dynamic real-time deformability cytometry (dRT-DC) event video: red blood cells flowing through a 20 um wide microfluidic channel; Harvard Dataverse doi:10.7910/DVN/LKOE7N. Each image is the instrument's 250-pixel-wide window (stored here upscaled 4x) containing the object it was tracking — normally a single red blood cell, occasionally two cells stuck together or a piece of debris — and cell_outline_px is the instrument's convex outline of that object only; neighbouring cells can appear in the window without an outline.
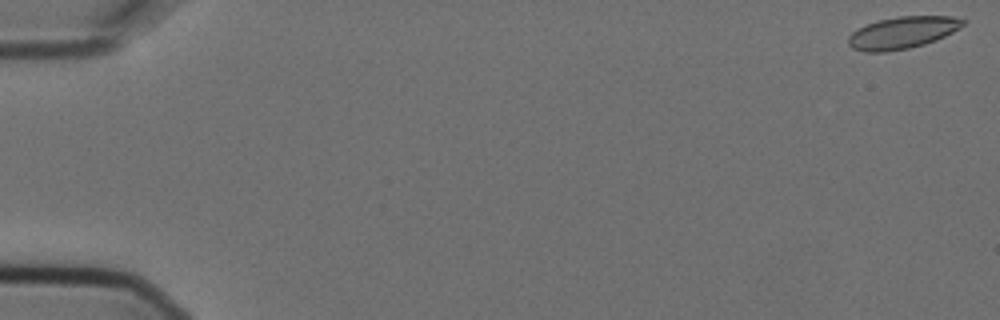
{"species": "Egyptian fruit bat (a non-hibernating species)", "species_latin": "Rousettus aegyptiacus", "temperature_condition": "cold", "stored_images_in_passage": 5, "camera_frame_rate_fps": 3000, "um_per_image_px": 0.085, "animal": {"sex": "female"}, "frame": {"image": 1, "passage_image": 1, "time_ms": 0.0, "image_size_px": [1000, 320], "cell_outline_px": [[964, 24], [952, 32], [936, 40], [924, 44], [908, 48], [884, 52], [864, 52], [852, 48], [848, 44], [848, 36], [852, 32], [868, 24], [880, 20], [896, 16], [952, 16], [964, 20]], "centroid_in_image_um": [76.68, 2.78], "position_along_channel_um": 8.3, "area_um2": 21.15}}
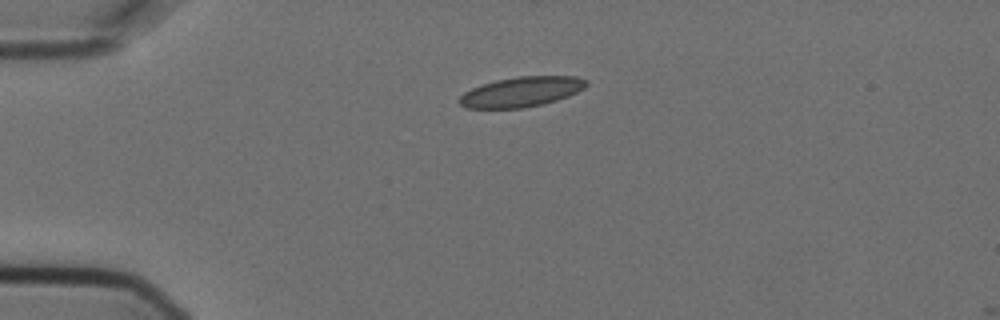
{"frame": {"image": 2, "passage_image": 4, "time_ms": 1.0, "image_size_px": [1000, 320], "cell_outline_px": [[588, 84], [584, 88], [568, 96], [556, 100], [524, 108], [464, 108], [456, 100], [464, 92], [472, 88], [496, 80], [516, 76], [576, 76], [588, 80]], "centroid_in_image_um": [44.3, 7.8], "position_along_channel_um": 40.7, "area_um2": 22.2}}